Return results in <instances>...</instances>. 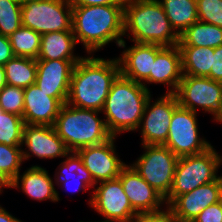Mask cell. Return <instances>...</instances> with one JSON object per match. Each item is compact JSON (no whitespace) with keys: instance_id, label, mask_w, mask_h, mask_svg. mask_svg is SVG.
<instances>
[{"instance_id":"1","label":"cell","mask_w":222,"mask_h":222,"mask_svg":"<svg viewBox=\"0 0 222 222\" xmlns=\"http://www.w3.org/2000/svg\"><path fill=\"white\" fill-rule=\"evenodd\" d=\"M119 75L117 57L104 59L84 56L75 64L66 103L73 107L102 111L112 83Z\"/></svg>"},{"instance_id":"2","label":"cell","mask_w":222,"mask_h":222,"mask_svg":"<svg viewBox=\"0 0 222 222\" xmlns=\"http://www.w3.org/2000/svg\"><path fill=\"white\" fill-rule=\"evenodd\" d=\"M72 31L88 55L111 42L119 47L124 40V4L72 6Z\"/></svg>"},{"instance_id":"3","label":"cell","mask_w":222,"mask_h":222,"mask_svg":"<svg viewBox=\"0 0 222 222\" xmlns=\"http://www.w3.org/2000/svg\"><path fill=\"white\" fill-rule=\"evenodd\" d=\"M150 96V90L142 83L120 74L112 83L101 111L108 132L117 137L123 132L137 131Z\"/></svg>"},{"instance_id":"4","label":"cell","mask_w":222,"mask_h":222,"mask_svg":"<svg viewBox=\"0 0 222 222\" xmlns=\"http://www.w3.org/2000/svg\"><path fill=\"white\" fill-rule=\"evenodd\" d=\"M123 36L135 43L163 47L175 46L179 42V35L158 0H125Z\"/></svg>"},{"instance_id":"5","label":"cell","mask_w":222,"mask_h":222,"mask_svg":"<svg viewBox=\"0 0 222 222\" xmlns=\"http://www.w3.org/2000/svg\"><path fill=\"white\" fill-rule=\"evenodd\" d=\"M99 113L102 112L62 105L54 128L70 152L104 143L112 137Z\"/></svg>"},{"instance_id":"6","label":"cell","mask_w":222,"mask_h":222,"mask_svg":"<svg viewBox=\"0 0 222 222\" xmlns=\"http://www.w3.org/2000/svg\"><path fill=\"white\" fill-rule=\"evenodd\" d=\"M220 157L213 145L203 153L179 157L171 191L165 198L166 205L178 195L215 181L219 177L217 174L221 165Z\"/></svg>"},{"instance_id":"7","label":"cell","mask_w":222,"mask_h":222,"mask_svg":"<svg viewBox=\"0 0 222 222\" xmlns=\"http://www.w3.org/2000/svg\"><path fill=\"white\" fill-rule=\"evenodd\" d=\"M22 26L39 34L72 30L69 0H35L22 3Z\"/></svg>"},{"instance_id":"8","label":"cell","mask_w":222,"mask_h":222,"mask_svg":"<svg viewBox=\"0 0 222 222\" xmlns=\"http://www.w3.org/2000/svg\"><path fill=\"white\" fill-rule=\"evenodd\" d=\"M142 148L144 153L131 165L150 186L166 198L171 191L179 157L165 145H142Z\"/></svg>"},{"instance_id":"9","label":"cell","mask_w":222,"mask_h":222,"mask_svg":"<svg viewBox=\"0 0 222 222\" xmlns=\"http://www.w3.org/2000/svg\"><path fill=\"white\" fill-rule=\"evenodd\" d=\"M174 94L182 108L197 113L199 107L213 115L215 122L222 115V83L211 78L182 75Z\"/></svg>"},{"instance_id":"10","label":"cell","mask_w":222,"mask_h":222,"mask_svg":"<svg viewBox=\"0 0 222 222\" xmlns=\"http://www.w3.org/2000/svg\"><path fill=\"white\" fill-rule=\"evenodd\" d=\"M163 145L178 157L200 154L212 146L200 137L197 113L180 106L173 112L168 138Z\"/></svg>"},{"instance_id":"11","label":"cell","mask_w":222,"mask_h":222,"mask_svg":"<svg viewBox=\"0 0 222 222\" xmlns=\"http://www.w3.org/2000/svg\"><path fill=\"white\" fill-rule=\"evenodd\" d=\"M98 184L88 204L104 217L101 222H133L137 218L119 178Z\"/></svg>"},{"instance_id":"12","label":"cell","mask_w":222,"mask_h":222,"mask_svg":"<svg viewBox=\"0 0 222 222\" xmlns=\"http://www.w3.org/2000/svg\"><path fill=\"white\" fill-rule=\"evenodd\" d=\"M153 102L150 96L138 127L142 136L141 146L166 142L173 112L179 106L175 94L165 93Z\"/></svg>"},{"instance_id":"13","label":"cell","mask_w":222,"mask_h":222,"mask_svg":"<svg viewBox=\"0 0 222 222\" xmlns=\"http://www.w3.org/2000/svg\"><path fill=\"white\" fill-rule=\"evenodd\" d=\"M116 138V136H112L104 143L76 151L95 184L118 178L122 168L126 165L116 152Z\"/></svg>"},{"instance_id":"14","label":"cell","mask_w":222,"mask_h":222,"mask_svg":"<svg viewBox=\"0 0 222 222\" xmlns=\"http://www.w3.org/2000/svg\"><path fill=\"white\" fill-rule=\"evenodd\" d=\"M118 178L133 210L138 215L159 213L164 211V206L167 207L165 198L150 186L131 164H126L122 168Z\"/></svg>"},{"instance_id":"15","label":"cell","mask_w":222,"mask_h":222,"mask_svg":"<svg viewBox=\"0 0 222 222\" xmlns=\"http://www.w3.org/2000/svg\"><path fill=\"white\" fill-rule=\"evenodd\" d=\"M23 161L29 160L32 156L39 159L65 158L70 152L62 141L54 126L29 125L25 124L22 138Z\"/></svg>"},{"instance_id":"16","label":"cell","mask_w":222,"mask_h":222,"mask_svg":"<svg viewBox=\"0 0 222 222\" xmlns=\"http://www.w3.org/2000/svg\"><path fill=\"white\" fill-rule=\"evenodd\" d=\"M124 48L122 54L117 57L120 65V74L130 80L142 83L146 89L150 85V72L156 55L164 48L157 44L135 43L131 47H126L125 39L119 45ZM126 48V49H125Z\"/></svg>"},{"instance_id":"17","label":"cell","mask_w":222,"mask_h":222,"mask_svg":"<svg viewBox=\"0 0 222 222\" xmlns=\"http://www.w3.org/2000/svg\"><path fill=\"white\" fill-rule=\"evenodd\" d=\"M80 60H36L37 76L35 84L40 90L56 98L62 105L66 103L72 73Z\"/></svg>"},{"instance_id":"18","label":"cell","mask_w":222,"mask_h":222,"mask_svg":"<svg viewBox=\"0 0 222 222\" xmlns=\"http://www.w3.org/2000/svg\"><path fill=\"white\" fill-rule=\"evenodd\" d=\"M221 175L210 183L178 195L166 208L181 222H192L203 209L219 202Z\"/></svg>"},{"instance_id":"19","label":"cell","mask_w":222,"mask_h":222,"mask_svg":"<svg viewBox=\"0 0 222 222\" xmlns=\"http://www.w3.org/2000/svg\"><path fill=\"white\" fill-rule=\"evenodd\" d=\"M62 104L36 84L24 88L23 120L29 125L54 126Z\"/></svg>"},{"instance_id":"20","label":"cell","mask_w":222,"mask_h":222,"mask_svg":"<svg viewBox=\"0 0 222 222\" xmlns=\"http://www.w3.org/2000/svg\"><path fill=\"white\" fill-rule=\"evenodd\" d=\"M54 186L53 179L49 176L46 168L32 165L22 175L19 173L8 185V188L20 189L33 200L58 202L60 200L59 192Z\"/></svg>"},{"instance_id":"21","label":"cell","mask_w":222,"mask_h":222,"mask_svg":"<svg viewBox=\"0 0 222 222\" xmlns=\"http://www.w3.org/2000/svg\"><path fill=\"white\" fill-rule=\"evenodd\" d=\"M181 51L178 45L164 47L155 58L150 72V84L168 86L166 93L174 94L182 79Z\"/></svg>"},{"instance_id":"22","label":"cell","mask_w":222,"mask_h":222,"mask_svg":"<svg viewBox=\"0 0 222 222\" xmlns=\"http://www.w3.org/2000/svg\"><path fill=\"white\" fill-rule=\"evenodd\" d=\"M57 170L55 171V184L72 193L81 190L85 192L89 188L94 189L96 185L76 152H69L66 159L59 164Z\"/></svg>"},{"instance_id":"23","label":"cell","mask_w":222,"mask_h":222,"mask_svg":"<svg viewBox=\"0 0 222 222\" xmlns=\"http://www.w3.org/2000/svg\"><path fill=\"white\" fill-rule=\"evenodd\" d=\"M76 45L72 30L42 34L37 60H81L83 56L74 55Z\"/></svg>"},{"instance_id":"24","label":"cell","mask_w":222,"mask_h":222,"mask_svg":"<svg viewBox=\"0 0 222 222\" xmlns=\"http://www.w3.org/2000/svg\"><path fill=\"white\" fill-rule=\"evenodd\" d=\"M172 28L180 35L199 21L196 0H158Z\"/></svg>"},{"instance_id":"25","label":"cell","mask_w":222,"mask_h":222,"mask_svg":"<svg viewBox=\"0 0 222 222\" xmlns=\"http://www.w3.org/2000/svg\"><path fill=\"white\" fill-rule=\"evenodd\" d=\"M222 45V27L197 21L179 35L178 46L216 48Z\"/></svg>"},{"instance_id":"26","label":"cell","mask_w":222,"mask_h":222,"mask_svg":"<svg viewBox=\"0 0 222 222\" xmlns=\"http://www.w3.org/2000/svg\"><path fill=\"white\" fill-rule=\"evenodd\" d=\"M181 51L182 74L208 77L212 68L214 48L179 46Z\"/></svg>"},{"instance_id":"27","label":"cell","mask_w":222,"mask_h":222,"mask_svg":"<svg viewBox=\"0 0 222 222\" xmlns=\"http://www.w3.org/2000/svg\"><path fill=\"white\" fill-rule=\"evenodd\" d=\"M4 69L7 85L27 88L36 82V59L14 56L4 65Z\"/></svg>"},{"instance_id":"28","label":"cell","mask_w":222,"mask_h":222,"mask_svg":"<svg viewBox=\"0 0 222 222\" xmlns=\"http://www.w3.org/2000/svg\"><path fill=\"white\" fill-rule=\"evenodd\" d=\"M41 36L38 32L21 26L8 38L15 56L37 60L41 48Z\"/></svg>"},{"instance_id":"29","label":"cell","mask_w":222,"mask_h":222,"mask_svg":"<svg viewBox=\"0 0 222 222\" xmlns=\"http://www.w3.org/2000/svg\"><path fill=\"white\" fill-rule=\"evenodd\" d=\"M25 122L23 117L7 113L0 107V143L22 146Z\"/></svg>"},{"instance_id":"30","label":"cell","mask_w":222,"mask_h":222,"mask_svg":"<svg viewBox=\"0 0 222 222\" xmlns=\"http://www.w3.org/2000/svg\"><path fill=\"white\" fill-rule=\"evenodd\" d=\"M23 162L22 146L0 143V177L8 185L20 173Z\"/></svg>"},{"instance_id":"31","label":"cell","mask_w":222,"mask_h":222,"mask_svg":"<svg viewBox=\"0 0 222 222\" xmlns=\"http://www.w3.org/2000/svg\"><path fill=\"white\" fill-rule=\"evenodd\" d=\"M21 9L20 0H0V34L9 37L22 26Z\"/></svg>"},{"instance_id":"32","label":"cell","mask_w":222,"mask_h":222,"mask_svg":"<svg viewBox=\"0 0 222 222\" xmlns=\"http://www.w3.org/2000/svg\"><path fill=\"white\" fill-rule=\"evenodd\" d=\"M0 107L7 113L23 115L24 88L6 85L0 91Z\"/></svg>"},{"instance_id":"33","label":"cell","mask_w":222,"mask_h":222,"mask_svg":"<svg viewBox=\"0 0 222 222\" xmlns=\"http://www.w3.org/2000/svg\"><path fill=\"white\" fill-rule=\"evenodd\" d=\"M199 21L222 27V0H196Z\"/></svg>"},{"instance_id":"34","label":"cell","mask_w":222,"mask_h":222,"mask_svg":"<svg viewBox=\"0 0 222 222\" xmlns=\"http://www.w3.org/2000/svg\"><path fill=\"white\" fill-rule=\"evenodd\" d=\"M192 222H222V205L220 202L207 206Z\"/></svg>"},{"instance_id":"35","label":"cell","mask_w":222,"mask_h":222,"mask_svg":"<svg viewBox=\"0 0 222 222\" xmlns=\"http://www.w3.org/2000/svg\"><path fill=\"white\" fill-rule=\"evenodd\" d=\"M133 222H181L167 208L155 214H141Z\"/></svg>"},{"instance_id":"36","label":"cell","mask_w":222,"mask_h":222,"mask_svg":"<svg viewBox=\"0 0 222 222\" xmlns=\"http://www.w3.org/2000/svg\"><path fill=\"white\" fill-rule=\"evenodd\" d=\"M208 78L222 83V45L214 48L212 68Z\"/></svg>"},{"instance_id":"37","label":"cell","mask_w":222,"mask_h":222,"mask_svg":"<svg viewBox=\"0 0 222 222\" xmlns=\"http://www.w3.org/2000/svg\"><path fill=\"white\" fill-rule=\"evenodd\" d=\"M14 56L9 38L0 34V65L4 66Z\"/></svg>"},{"instance_id":"38","label":"cell","mask_w":222,"mask_h":222,"mask_svg":"<svg viewBox=\"0 0 222 222\" xmlns=\"http://www.w3.org/2000/svg\"><path fill=\"white\" fill-rule=\"evenodd\" d=\"M72 6L124 4L125 0H69Z\"/></svg>"},{"instance_id":"39","label":"cell","mask_w":222,"mask_h":222,"mask_svg":"<svg viewBox=\"0 0 222 222\" xmlns=\"http://www.w3.org/2000/svg\"><path fill=\"white\" fill-rule=\"evenodd\" d=\"M0 222H23L22 220L14 217L4 207L0 205Z\"/></svg>"},{"instance_id":"40","label":"cell","mask_w":222,"mask_h":222,"mask_svg":"<svg viewBox=\"0 0 222 222\" xmlns=\"http://www.w3.org/2000/svg\"><path fill=\"white\" fill-rule=\"evenodd\" d=\"M7 85L4 66L0 65V91Z\"/></svg>"},{"instance_id":"41","label":"cell","mask_w":222,"mask_h":222,"mask_svg":"<svg viewBox=\"0 0 222 222\" xmlns=\"http://www.w3.org/2000/svg\"><path fill=\"white\" fill-rule=\"evenodd\" d=\"M9 189L8 184L0 177V194L3 193V189Z\"/></svg>"},{"instance_id":"42","label":"cell","mask_w":222,"mask_h":222,"mask_svg":"<svg viewBox=\"0 0 222 222\" xmlns=\"http://www.w3.org/2000/svg\"><path fill=\"white\" fill-rule=\"evenodd\" d=\"M219 202H220L221 205H222V177H221V189H220Z\"/></svg>"},{"instance_id":"43","label":"cell","mask_w":222,"mask_h":222,"mask_svg":"<svg viewBox=\"0 0 222 222\" xmlns=\"http://www.w3.org/2000/svg\"><path fill=\"white\" fill-rule=\"evenodd\" d=\"M217 122H218V123L220 122V124L222 123V115H221V117L218 119Z\"/></svg>"},{"instance_id":"44","label":"cell","mask_w":222,"mask_h":222,"mask_svg":"<svg viewBox=\"0 0 222 222\" xmlns=\"http://www.w3.org/2000/svg\"><path fill=\"white\" fill-rule=\"evenodd\" d=\"M22 3L26 1H35V0H20Z\"/></svg>"}]
</instances>
